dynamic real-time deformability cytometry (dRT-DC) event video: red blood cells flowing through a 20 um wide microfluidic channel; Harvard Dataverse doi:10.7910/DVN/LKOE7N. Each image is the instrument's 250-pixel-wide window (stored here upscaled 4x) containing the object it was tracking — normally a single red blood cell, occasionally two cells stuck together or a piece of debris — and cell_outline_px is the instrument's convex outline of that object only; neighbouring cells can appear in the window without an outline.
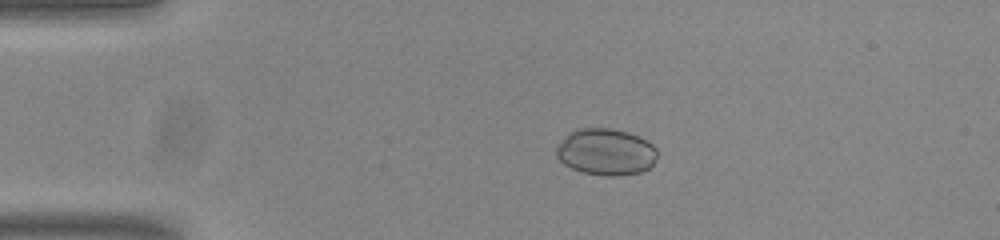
{"species": "common noctule bat (a hibernating species)", "species_latin": "Nyctalus noctula", "temperature_condition": "room temperature", "stored_images_in_passage": 35, "camera_frame_rate_fps": 3000, "um_per_image_px": 0.085, "animal": {"sex": "male", "body_mass_g": 20.0, "forearm_length_mm": 53.3}, "frame": {"image": 1, "passage_image": 3, "time_ms": 0.667, "image_size_px": [1000, 240], "cell_outline_px": [[656, 156], [652, 164], [648, 168], [640, 172], [620, 176], [604, 176], [580, 172], [564, 164], [556, 156], [556, 148], [564, 136], [568, 132], [576, 128], [608, 128], [628, 132], [648, 140], [656, 148]], "centroid_in_image_um": [51.47, 12.91], "position_along_channel_um": 33.5, "area_um2": 27.63}}
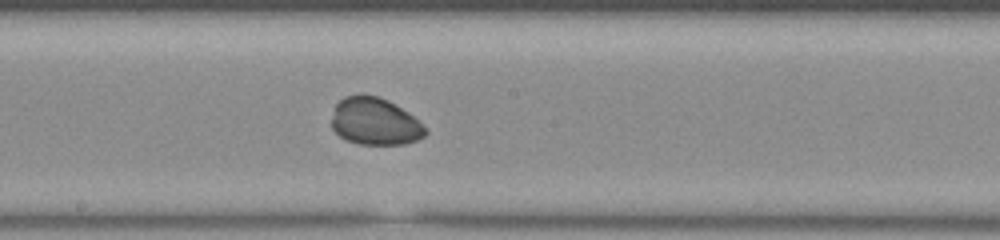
{"frame": {"image": 2, "passage_image": 21, "time_ms": 6.667, "image_size_px": [1000, 240], "cell_outline_px": [[428, 132], [424, 136], [416, 140], [404, 144], [360, 144], [344, 140], [332, 128], [332, 116], [336, 104], [344, 96], [380, 96], [388, 100], [408, 112], [428, 128]], "centroid_in_image_um": [31.89, 10.34], "position_along_channel_um": 216.3, "area_um2": 25.72}}
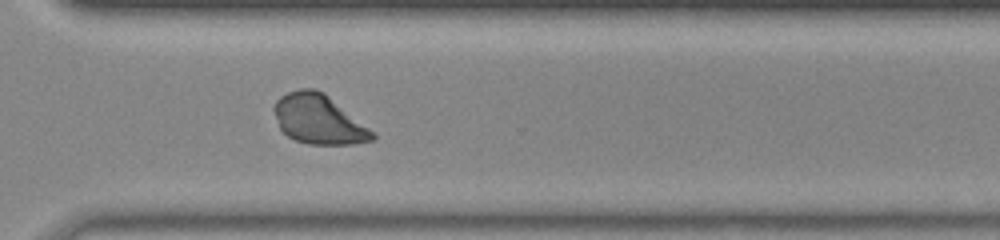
{"frame": {"image": 3, "passage_image": 31, "time_ms": 10.0, "image_size_px": [1000, 240], "cell_outline_px": [[376, 136], [372, 140], [352, 144], [308, 144], [296, 140], [288, 136], [280, 128], [272, 108], [276, 100], [280, 96], [288, 92], [300, 88], [316, 88], [324, 92], [376, 132]], "centroid_in_image_um": [27.1, 10.13], "position_along_channel_um": 343.5, "area_um2": 28.5}, "authors_computed_cell_mechanics": {"area_um2": 26.4724, "velocity_mm_per_s": 3.8169, "shape_relaxation_time_tau1_ms": 3.8424, "shape_relaxation_time_tau2_ms": 5.3569, "deformation_change_tau1": 0.1188, "deformation_change_tau2": 0.0721}}